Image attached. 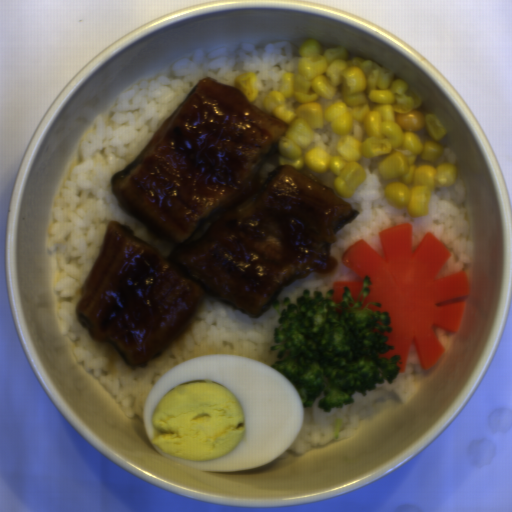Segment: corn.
<instances>
[{"label":"corn","mask_w":512,"mask_h":512,"mask_svg":"<svg viewBox=\"0 0 512 512\" xmlns=\"http://www.w3.org/2000/svg\"><path fill=\"white\" fill-rule=\"evenodd\" d=\"M296 71L282 75L279 90L266 95L264 112L287 123L277 145V161L313 173H334V191L355 195L368 177L361 157H380L377 171L389 181L383 190L389 205L425 218L435 189L456 183L457 168L437 163L447 130L434 115L421 111L423 98L392 70L341 47L314 39L299 48ZM327 122L339 136L338 155L306 151L312 131Z\"/></svg>","instance_id":"corn-1"},{"label":"corn","mask_w":512,"mask_h":512,"mask_svg":"<svg viewBox=\"0 0 512 512\" xmlns=\"http://www.w3.org/2000/svg\"><path fill=\"white\" fill-rule=\"evenodd\" d=\"M258 76L253 71H246L234 78L233 87H237L244 97L250 102H255L258 98L259 90L257 88Z\"/></svg>","instance_id":"corn-2"}]
</instances>
